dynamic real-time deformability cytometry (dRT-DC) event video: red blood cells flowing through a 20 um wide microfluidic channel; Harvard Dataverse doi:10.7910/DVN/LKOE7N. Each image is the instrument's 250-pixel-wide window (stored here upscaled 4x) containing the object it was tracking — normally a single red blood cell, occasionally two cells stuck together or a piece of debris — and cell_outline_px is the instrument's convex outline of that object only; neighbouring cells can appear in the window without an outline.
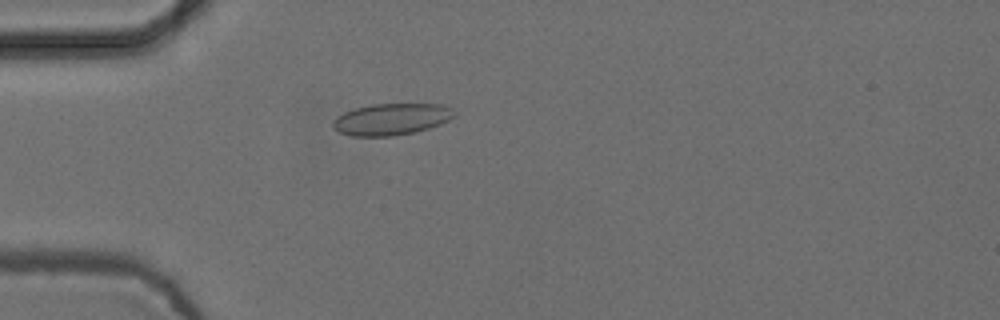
{"species": "common noctule bat (a hibernating species)", "species_latin": "Nyctalus noctula", "temperature_condition": "cold", "stored_images_in_passage": 43, "camera_frame_rate_fps": 3000, "um_per_image_px": 0.085, "animal": {"sex": "female", "body_mass_g": 24.6, "forearm_length_mm": 56.2}, "frame": {"image": 1, "passage_image": 4, "time_ms": 1.0, "image_size_px": [1000, 320], "cell_outline_px": [[456, 116], [440, 124], [416, 132], [396, 136], [352, 136], [340, 132], [332, 128], [332, 120], [336, 116], [344, 112], [356, 108], [372, 104], [440, 104], [452, 108], [456, 112]], "centroid_in_image_um": [33.26, 10.14], "position_along_channel_um": 51.7, "area_um2": 22.54}}
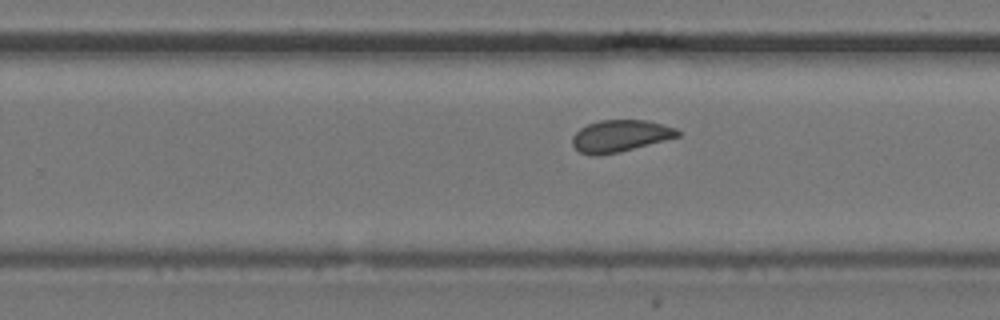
{"frame": {"image": 2, "passage_image": 23, "time_ms": 7.333, "image_size_px": [1000, 320], "cell_outline_px": [[680, 136], [620, 152], [596, 156], [592, 156], [580, 152], [572, 144], [572, 136], [580, 128], [588, 124], [600, 120], [648, 120], [676, 128], [680, 132]], "centroid_in_image_um": [52.71, 11.55], "position_along_channel_um": 277.1, "area_um2": 19.59}}
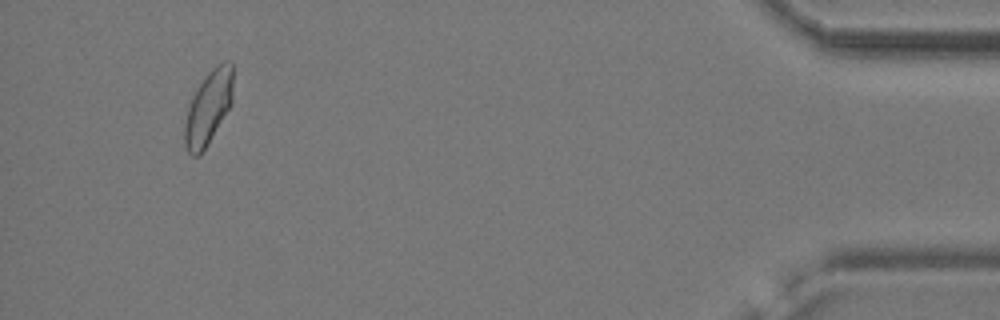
{"frame": {"image": 3, "passage_image": 40, "time_ms": 13.0, "image_size_px": [1000, 320], "cell_outline_px": [[232, 104], [208, 144], [196, 156], [192, 156], [188, 152], [184, 144], [184, 124], [188, 108], [192, 96], [208, 72], [216, 64], [224, 60], [232, 60]], "centroid_in_image_um": [17.72, 9.12], "position_along_channel_um": 417.5, "area_um2": 20.75}, "authors_computed_cell_mechanics": {"area_um2": 20.4612, "velocity_mm_per_s": 3.7322, "shape_relaxation_time_tau1_ms": null, "shape_relaxation_time_tau2_ms": 1.2653, "deformation_change_tau1": null, "deformation_change_tau2": 0.0622}}